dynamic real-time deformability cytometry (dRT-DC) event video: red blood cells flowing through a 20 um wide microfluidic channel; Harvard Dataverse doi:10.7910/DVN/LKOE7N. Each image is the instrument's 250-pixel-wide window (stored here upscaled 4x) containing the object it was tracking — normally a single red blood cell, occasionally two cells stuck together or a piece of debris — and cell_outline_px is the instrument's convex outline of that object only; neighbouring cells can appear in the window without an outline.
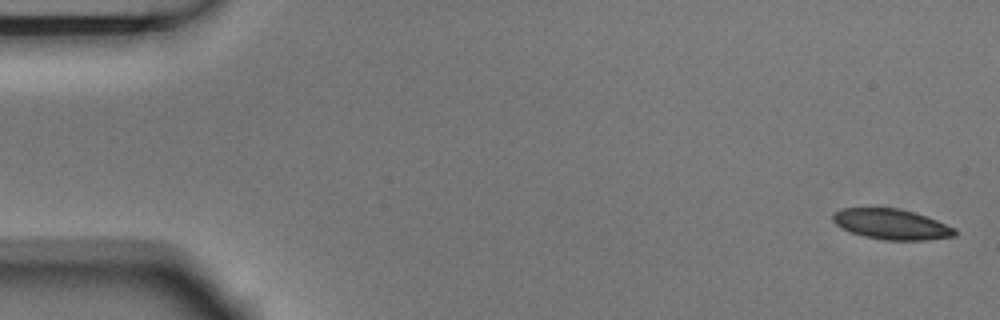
{"species": "Egyptian fruit bat (a non-hibernating species)", "species_latin": "Rousettus aegyptiacus", "temperature_condition": "room temperature", "stored_images_in_passage": 6, "segment_of_instrument_passage": [1, 2], "camera_frame_rate_fps": 3000, "um_per_image_px": 0.085, "animal": {"sex": "male"}, "frame": {"image": 1, "passage_image": 1, "time_ms": 0.0, "image_size_px": [1000, 320], "cell_outline_px": [[956, 236], [928, 240], [884, 240], [864, 236], [852, 232], [836, 224], [832, 220], [832, 212], [840, 208], [896, 208], [912, 212], [936, 220], [956, 228]], "centroid_in_image_um": [75.77, 19.06], "position_along_channel_um": 9.2, "area_um2": 21.5}}
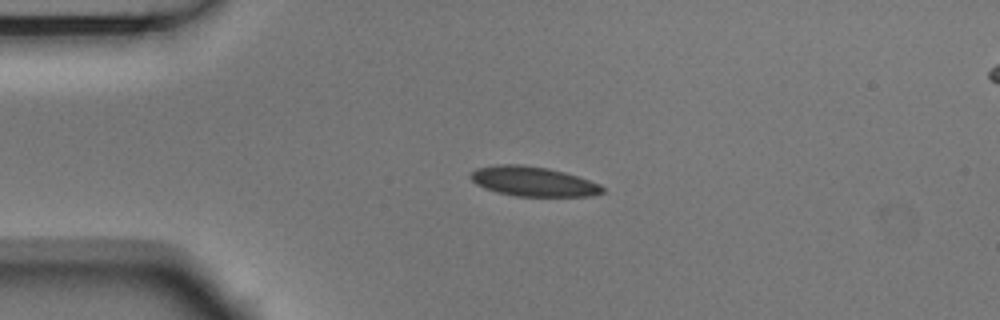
{"frame": {"image": 2, "passage_image": 4, "time_ms": 1.0, "image_size_px": [1000, 320], "cell_outline_px": [[604, 192], [592, 196], [516, 196], [496, 192], [484, 188], [476, 184], [468, 176], [468, 172], [476, 168], [496, 164], [520, 164], [548, 168], [564, 172], [600, 184], [604, 188]], "centroid_in_image_um": [45.26, 15.41], "position_along_channel_um": 39.7, "area_um2": 22.95}}